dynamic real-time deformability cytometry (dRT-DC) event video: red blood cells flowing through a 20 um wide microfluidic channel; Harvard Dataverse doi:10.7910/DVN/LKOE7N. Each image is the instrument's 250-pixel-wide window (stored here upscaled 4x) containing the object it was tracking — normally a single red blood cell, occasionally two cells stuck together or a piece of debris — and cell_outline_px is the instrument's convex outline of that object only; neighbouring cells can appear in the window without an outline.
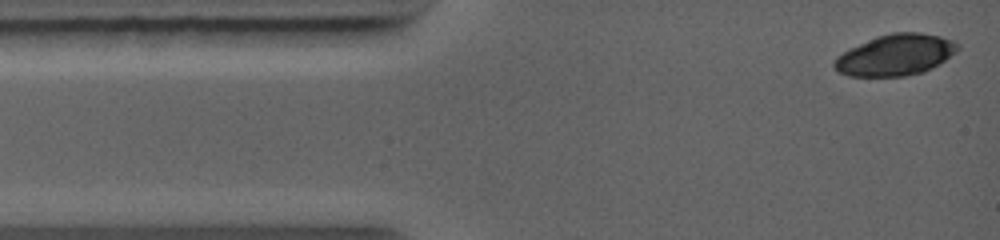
{"species": "common noctule bat (a hibernating species)", "species_latin": "Nyctalus noctula", "temperature_condition": "warm", "stored_images_in_passage": 5, "camera_frame_rate_fps": 5000, "um_per_image_px": 0.085, "animal": {"sex": "female", "body_mass_g": 19.0, "forearm_length_mm": 56.7}, "frame": {"image": 1, "passage_image": 1, "time_ms": 0.0, "image_size_px": [1000, 240], "cell_outline_px": [[960, 48], [956, 52], [940, 64], [924, 72], [904, 76], [848, 76], [836, 72], [832, 64], [836, 56], [876, 36], [892, 32], [920, 32], [940, 36], [952, 40], [960, 44]], "centroid_in_image_um": [76.13, 4.67], "position_along_channel_um": 8.9, "area_um2": 29.77}}